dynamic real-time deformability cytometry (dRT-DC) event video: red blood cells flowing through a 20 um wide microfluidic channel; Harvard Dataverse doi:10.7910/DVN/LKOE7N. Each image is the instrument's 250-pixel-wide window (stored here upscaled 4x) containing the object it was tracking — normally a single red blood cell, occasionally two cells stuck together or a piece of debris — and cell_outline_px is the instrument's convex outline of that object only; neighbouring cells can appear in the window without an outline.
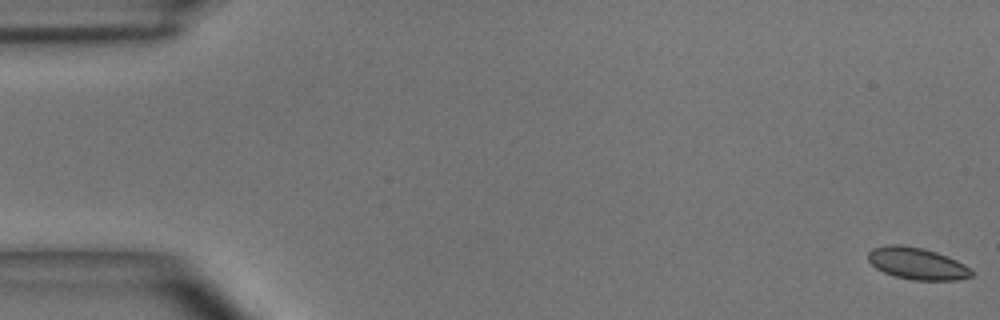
{"species": "common noctule bat (a hibernating species)", "species_latin": "Nyctalus noctula", "temperature_condition": "room temperature", "stored_images_in_passage": 50, "camera_frame_rate_fps": 3000, "um_per_image_px": 0.085, "animal": {"sex": "male", "body_mass_g": 15.6}, "frame": {"image": 1, "passage_image": 1, "time_ms": 0.0, "image_size_px": [1000, 320], "cell_outline_px": [[976, 272], [972, 276], [956, 280], [912, 280], [896, 276], [884, 272], [876, 268], [868, 260], [868, 252], [872, 248], [888, 244], [900, 244], [924, 248], [936, 252], [956, 260], [964, 264]], "centroid_in_image_um": [77.96, 22.39], "position_along_channel_um": 7.0, "area_um2": 19.31}}
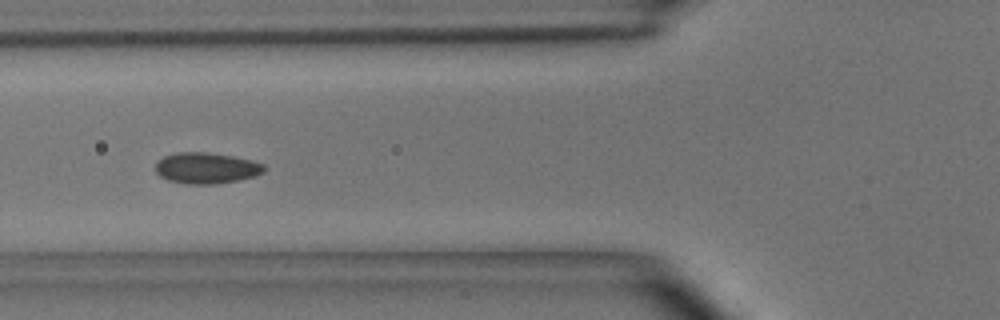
{"frame": {"image": 2, "passage_image": 19, "time_ms": 6.0, "image_size_px": [1000, 320], "cell_outline_px": [[264, 172], [256, 176], [216, 184], [188, 184], [168, 180], [160, 176], [156, 172], [156, 164], [164, 156], [176, 152], [208, 152], [232, 156], [252, 160], [264, 164]], "centroid_in_image_um": [17.55, 14.28], "position_along_channel_um": 108.3, "area_um2": 19.59}}
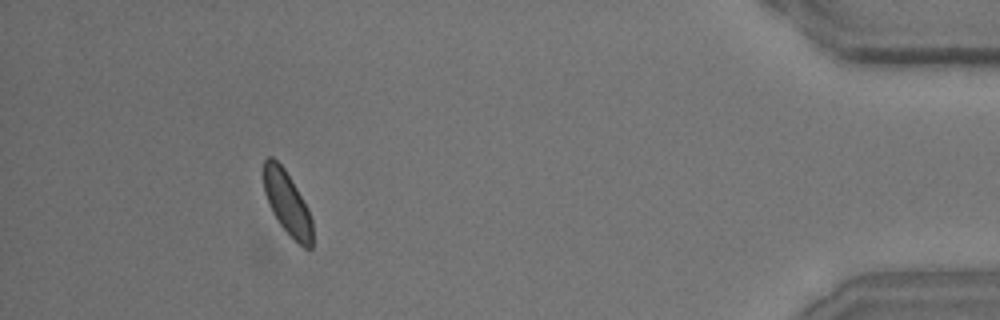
{"frame": {"image": 3, "passage_image": 46, "time_ms": 15.0, "image_size_px": [1000, 320], "cell_outline_px": [[312, 248], [304, 248], [280, 224], [272, 212], [264, 192], [264, 160], [268, 156], [272, 156], [284, 168], [308, 208], [312, 220]], "centroid_in_image_um": [24.41, 17.24], "position_along_channel_um": 410.8, "area_um2": 17.63}, "authors_computed_cell_mechanics": {"area_um2": 18.9295, "velocity_mm_per_s": 4.0162, "shape_relaxation_time_tau1_ms": 3.4102, "shape_relaxation_time_tau2_ms": null, "deformation_change_tau1": 0.071, "deformation_change_tau2": null}}